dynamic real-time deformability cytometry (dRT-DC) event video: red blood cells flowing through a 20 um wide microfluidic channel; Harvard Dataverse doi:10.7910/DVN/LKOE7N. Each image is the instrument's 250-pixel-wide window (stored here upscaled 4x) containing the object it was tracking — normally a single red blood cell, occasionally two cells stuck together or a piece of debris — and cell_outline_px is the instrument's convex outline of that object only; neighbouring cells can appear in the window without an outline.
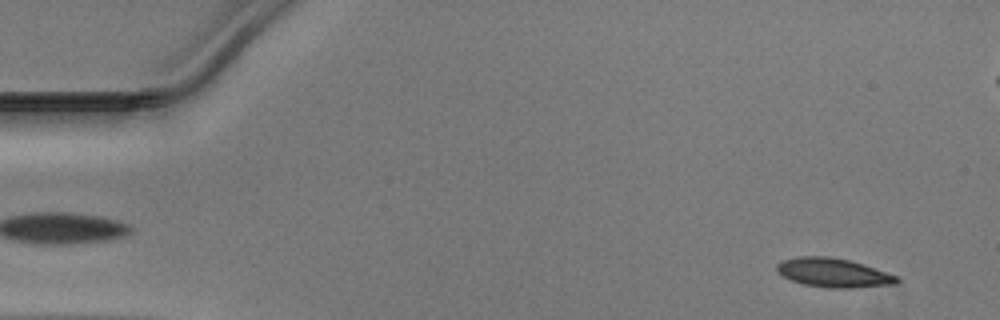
{"species": "Egyptian fruit bat (a non-hibernating species)", "species_latin": "Rousettus aegyptiacus", "temperature_condition": "warm", "stored_images_in_passage": 50, "camera_frame_rate_fps": 3000, "um_per_image_px": 0.085, "animal": {"sex": "male"}, "frame": {"image": 1, "passage_image": 3, "time_ms": 0.667, "image_size_px": [1000, 320], "cell_outline_px": [[900, 280], [896, 284], [852, 288], [832, 288], [804, 284], [792, 280], [776, 272], [776, 264], [784, 260], [796, 256], [828, 256], [848, 260], [864, 264], [900, 276]], "centroid_in_image_um": [70.87, 23.18], "position_along_channel_um": 14.1, "area_um2": 20.4}}
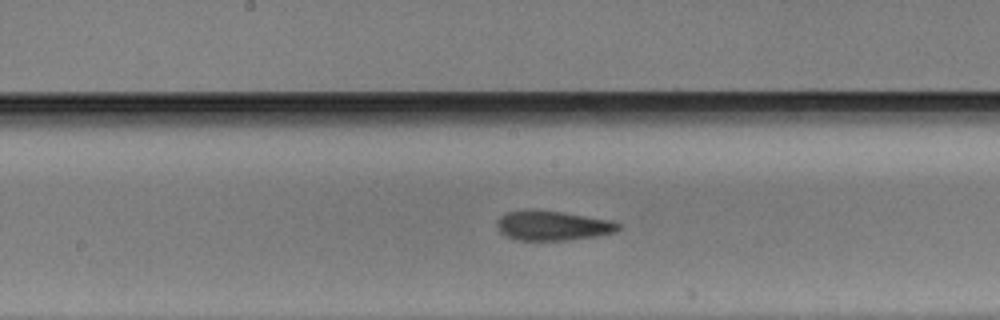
{"frame": {"image": 2, "passage_image": 25, "time_ms": 8.0, "image_size_px": [1000, 320], "cell_outline_px": [[620, 228], [616, 232], [600, 236], [568, 240], [516, 240], [500, 232], [496, 228], [496, 220], [500, 216], [508, 212], [528, 208], [564, 212], [612, 220], [620, 224]], "centroid_in_image_um": [46.97, 19.16], "position_along_channel_um": 201.2, "area_um2": 21.44}}
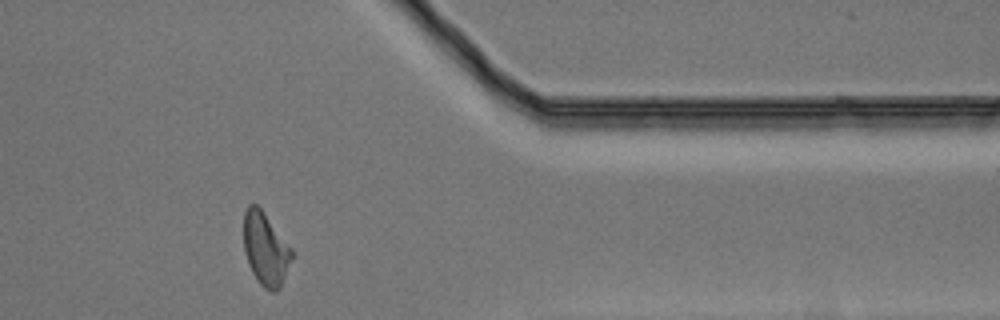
{"frame": {"image": 3, "passage_image": 40, "time_ms": 13.0, "image_size_px": [1000, 320], "cell_outline_px": [[292, 260], [280, 288], [276, 292], [272, 292], [264, 288], [260, 284], [252, 272], [248, 264], [244, 252], [244, 212], [248, 204], [256, 204], [264, 212], [292, 248]], "centroid_in_image_um": [22.57, 21.17], "position_along_channel_um": 388.8, "area_um2": 20.52}}